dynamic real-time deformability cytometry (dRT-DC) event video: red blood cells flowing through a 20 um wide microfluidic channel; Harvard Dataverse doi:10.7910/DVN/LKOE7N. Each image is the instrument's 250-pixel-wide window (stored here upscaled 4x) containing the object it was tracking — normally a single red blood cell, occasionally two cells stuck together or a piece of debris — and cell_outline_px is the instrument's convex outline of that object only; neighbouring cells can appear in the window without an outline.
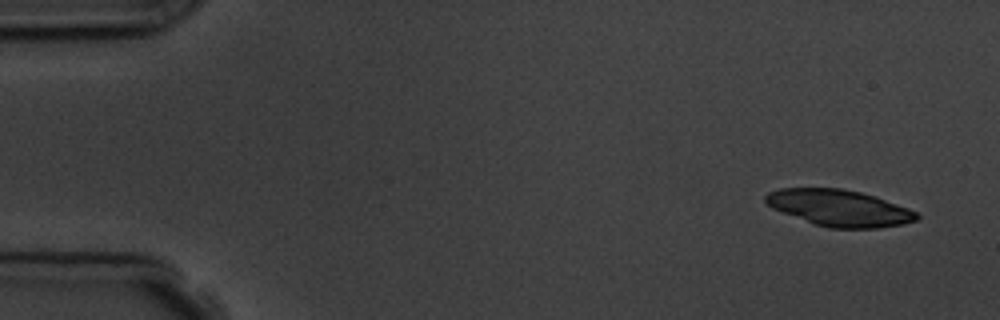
{"species": "common noctule bat (a hibernating species)", "species_latin": "Nyctalus noctula", "temperature_condition": "room temperature", "stored_images_in_passage": 5, "camera_frame_rate_fps": 3000, "um_per_image_px": 0.085, "animal": {"sex": "male", "body_mass_g": 19.5, "forearm_length_mm": 54.6}, "frame": {"image": 1, "passage_image": 1, "time_ms": 0.0, "image_size_px": [1000, 320], "cell_outline_px": [[920, 216], [916, 220], [904, 224], [880, 228], [828, 228], [816, 224], [772, 208], [764, 200], [764, 196], [768, 192], [780, 188], [840, 188], [860, 192], [908, 208], [916, 212]], "centroid_in_image_um": [71.33, 17.68], "position_along_channel_um": 13.7, "area_um2": 31.73}}